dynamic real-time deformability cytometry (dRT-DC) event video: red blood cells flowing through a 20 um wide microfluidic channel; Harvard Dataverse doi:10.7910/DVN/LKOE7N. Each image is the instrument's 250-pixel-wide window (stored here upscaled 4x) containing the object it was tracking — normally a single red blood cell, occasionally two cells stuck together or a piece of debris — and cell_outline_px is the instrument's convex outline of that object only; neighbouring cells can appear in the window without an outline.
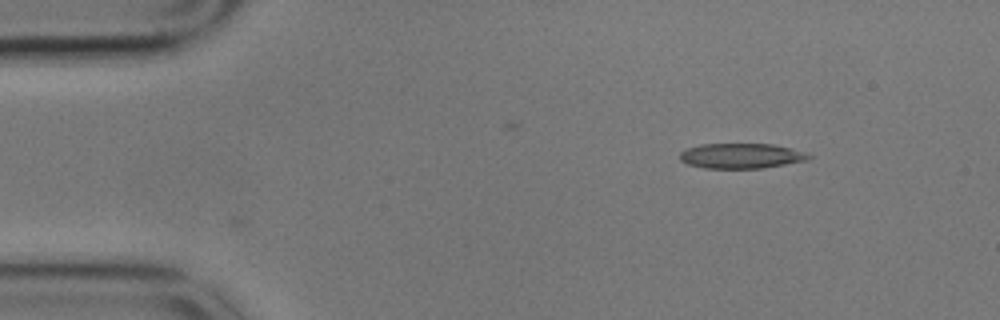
{"species": "common noctule bat (a hibernating species)", "species_latin": "Nyctalus noctula", "temperature_condition": "cold", "stored_images_in_passage": 6, "camera_frame_rate_fps": 3000, "um_per_image_px": 0.085, "animal": {"sex": "male", "body_mass_g": 17.9}, "frame": {"image": 1, "passage_image": 6, "time_ms": 1.667, "image_size_px": [1000, 320], "cell_outline_px": [[812, 156], [808, 160], [764, 168], [704, 168], [688, 164], [680, 160], [680, 152], [688, 148], [700, 144], [772, 144], [792, 148], [808, 152]], "centroid_in_image_um": [63.04, 13.25], "position_along_channel_um": 22.0, "area_um2": 18.96}}